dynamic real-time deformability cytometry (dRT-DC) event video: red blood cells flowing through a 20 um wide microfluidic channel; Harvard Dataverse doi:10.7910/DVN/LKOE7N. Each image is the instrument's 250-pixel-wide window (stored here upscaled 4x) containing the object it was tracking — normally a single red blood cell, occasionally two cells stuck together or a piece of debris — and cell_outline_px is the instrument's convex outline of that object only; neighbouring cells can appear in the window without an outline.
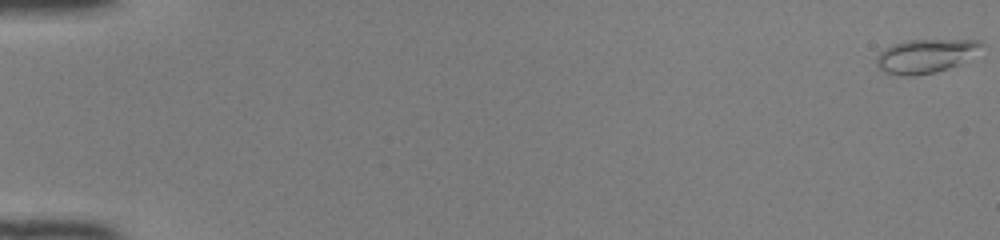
{"species": "common noctule bat (a hibernating species)", "species_latin": "Nyctalus noctula", "temperature_condition": "room temperature", "stored_images_in_passage": 51, "camera_frame_rate_fps": 3000, "um_per_image_px": 0.085, "animal": {"sex": "female", "body_mass_g": 22.0, "forearm_length_mm": 56.7}, "frame": {"image": 1, "passage_image": 1, "time_ms": 0.0, "image_size_px": [1000, 240], "cell_outline_px": [[984, 44], [956, 64], [948, 68], [936, 72], [912, 76], [904, 76], [884, 72], [876, 64], [876, 56], [884, 48], [892, 44], [908, 40], [984, 40]], "centroid_in_image_um": [78.57, 4.75], "position_along_channel_um": 6.4, "area_um2": 20.17}}
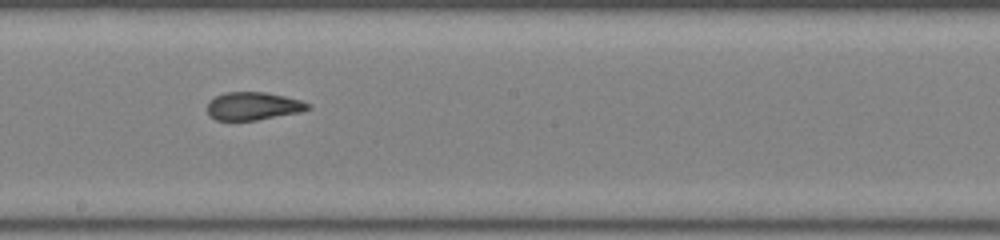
{"frame": {"image": 2, "passage_image": 30, "time_ms": 9.667, "image_size_px": [1000, 240], "cell_outline_px": [[312, 108], [300, 112], [256, 120], [216, 120], [208, 116], [208, 100], [224, 92], [264, 92], [284, 96], [300, 100], [312, 104]], "centroid_in_image_um": [21.52, 9.01], "position_along_channel_um": 226.7, "area_um2": 16.47}}
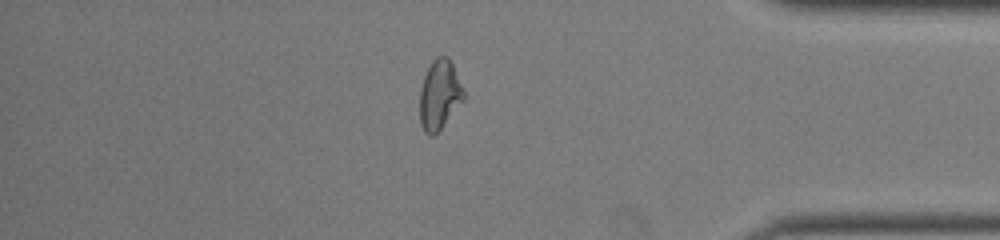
{"frame": {"image": 3, "passage_image": 44, "time_ms": 14.333, "image_size_px": [1000, 240], "cell_outline_px": [[464, 100], [440, 128], [432, 136], [428, 136], [424, 132], [420, 124], [420, 88], [424, 76], [432, 60], [436, 56], [448, 56], [452, 64], [464, 92]], "centroid_in_image_um": [37.33, 8.05], "position_along_channel_um": 397.9, "area_um2": 17.57}, "authors_computed_cell_mechanics": {"area_um2": 17.7446, "velocity_mm_per_s": 4.1649, "shape_relaxation_time_tau1_ms": null, "shape_relaxation_time_tau2_ms": 1.1724, "deformation_change_tau1": null, "deformation_change_tau2": 0.0759}}